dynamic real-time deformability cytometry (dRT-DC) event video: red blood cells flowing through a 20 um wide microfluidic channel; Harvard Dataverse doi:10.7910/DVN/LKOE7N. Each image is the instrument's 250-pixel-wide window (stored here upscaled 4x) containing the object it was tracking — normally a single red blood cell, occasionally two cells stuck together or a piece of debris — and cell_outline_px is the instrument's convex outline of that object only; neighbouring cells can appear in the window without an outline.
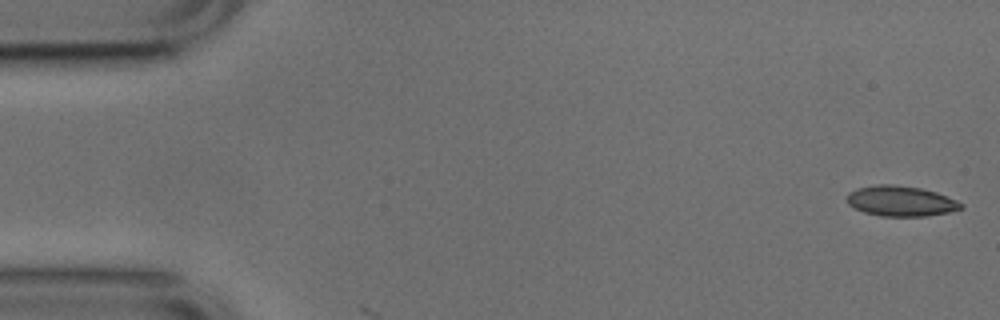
{"species": "common noctule bat (a hibernating species)", "species_latin": "Nyctalus noctula", "temperature_condition": "cold", "stored_images_in_passage": 3, "camera_frame_rate_fps": 3000, "um_per_image_px": 0.085, "animal": {"sex": "male", "body_mass_g": 17.9, "forearm_length_mm": 54.2}, "frame": {"image": 1, "passage_image": 1, "time_ms": 0.0, "image_size_px": [1000, 320], "cell_outline_px": [[964, 208], [948, 212], [924, 216], [880, 216], [864, 212], [848, 204], [848, 192], [860, 188], [876, 184], [892, 184], [920, 188], [936, 192], [956, 200], [964, 204]], "centroid_in_image_um": [76.59, 17.09], "position_along_channel_um": 8.4, "area_um2": 20.0}}